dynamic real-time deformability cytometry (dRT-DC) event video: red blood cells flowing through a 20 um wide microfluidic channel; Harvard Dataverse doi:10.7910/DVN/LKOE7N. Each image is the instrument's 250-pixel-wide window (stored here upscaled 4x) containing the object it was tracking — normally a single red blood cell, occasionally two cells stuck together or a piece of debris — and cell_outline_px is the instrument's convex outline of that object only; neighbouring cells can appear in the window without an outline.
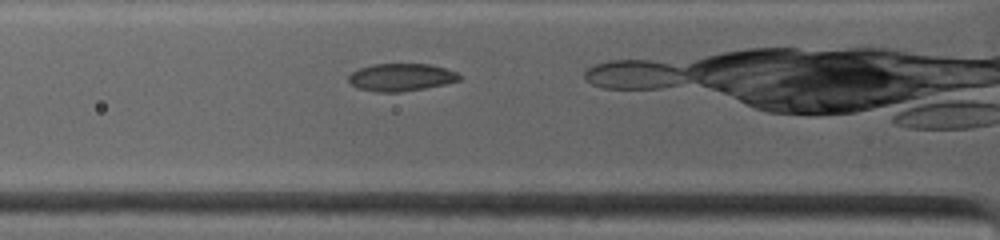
{"species": "common noctule bat (a hibernating species)", "species_latin": "Nyctalus noctula", "temperature_condition": "warm", "stored_images_in_passage": 11, "camera_frame_rate_fps": 4500, "um_per_image_px": 0.085, "animal": {"sex": "female", "body_mass_g": 19.0, "forearm_length_mm": 53.3}, "frame": {"image": 1, "passage_image": 7, "time_ms": 1.333, "image_size_px": [1000, 240], "cell_outline_px": [[464, 76], [460, 80], [444, 84], [424, 88], [400, 92], [376, 92], [360, 88], [352, 84], [348, 80], [348, 76], [352, 72], [360, 68], [372, 64], [432, 64], [456, 72]], "centroid_in_image_um": [34.12, 6.56], "position_along_channel_um": 91.7, "area_um2": 17.74}}